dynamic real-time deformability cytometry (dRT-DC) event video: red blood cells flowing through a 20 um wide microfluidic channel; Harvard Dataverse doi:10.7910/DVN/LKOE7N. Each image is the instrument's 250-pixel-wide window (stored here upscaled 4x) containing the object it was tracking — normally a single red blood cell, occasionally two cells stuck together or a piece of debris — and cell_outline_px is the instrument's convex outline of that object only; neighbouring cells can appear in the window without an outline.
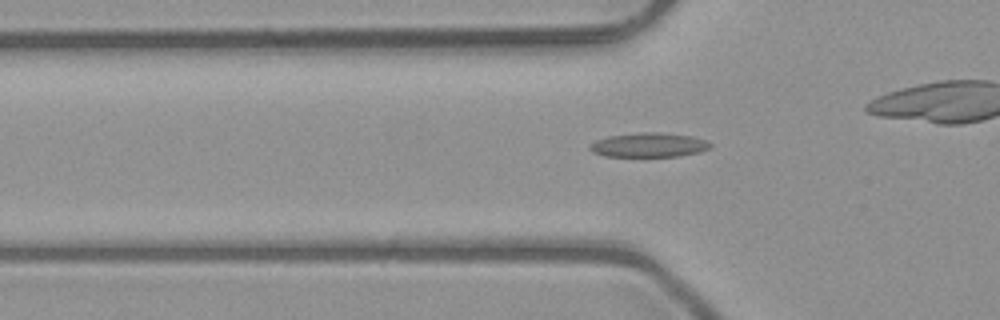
{"species": "common noctule bat (a hibernating species)", "species_latin": "Nyctalus noctula", "temperature_condition": "room temperature", "stored_images_in_passage": 39, "camera_frame_rate_fps": 3000, "um_per_image_px": 0.085, "animal": {"sex": "male", "body_mass_g": 23.1, "forearm_length_mm": 52.7}, "frame": {"image": 1, "passage_image": 14, "time_ms": 4.333, "image_size_px": [1000, 320], "cell_outline_px": [[712, 148], [700, 152], [680, 156], [604, 156], [592, 152], [588, 148], [588, 144], [596, 140], [608, 136], [640, 132], [660, 132], [692, 136], [704, 140], [712, 144]], "centroid_in_image_um": [55.14, 12.32], "position_along_channel_um": 70.7, "area_um2": 17.22}}
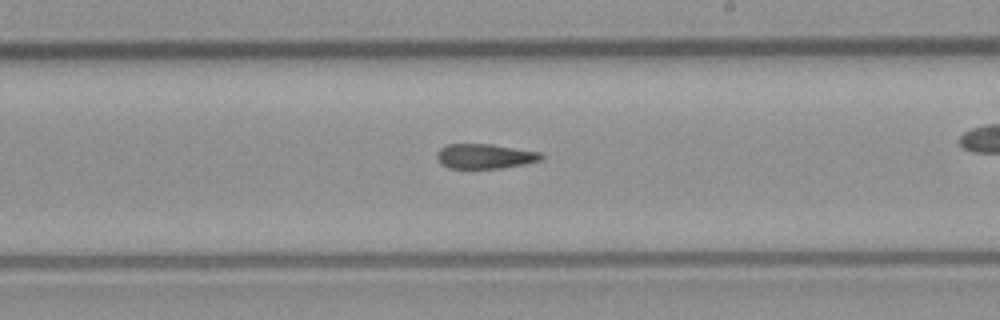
{"frame": {"image": 2, "passage_image": 27, "time_ms": 8.667, "image_size_px": [1000, 320], "cell_outline_px": [[544, 156], [540, 160], [524, 164], [500, 168], [448, 168], [440, 164], [436, 156], [436, 152], [440, 148], [448, 144], [492, 144], [540, 152]], "centroid_in_image_um": [41.18, 13.28], "position_along_channel_um": 247.8, "area_um2": 15.09}}
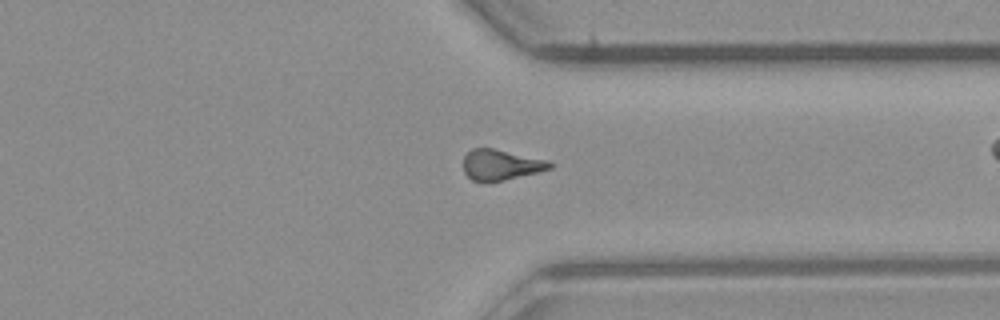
{"frame": {"image": 3, "passage_image": 36, "time_ms": 11.667, "image_size_px": [1000, 320], "cell_outline_px": [[552, 168], [488, 184], [472, 180], [464, 172], [464, 156], [472, 148], [492, 148], [548, 160], [552, 164]], "centroid_in_image_um": [42.53, 14.03], "position_along_channel_um": 368.9, "area_um2": 15.43}}